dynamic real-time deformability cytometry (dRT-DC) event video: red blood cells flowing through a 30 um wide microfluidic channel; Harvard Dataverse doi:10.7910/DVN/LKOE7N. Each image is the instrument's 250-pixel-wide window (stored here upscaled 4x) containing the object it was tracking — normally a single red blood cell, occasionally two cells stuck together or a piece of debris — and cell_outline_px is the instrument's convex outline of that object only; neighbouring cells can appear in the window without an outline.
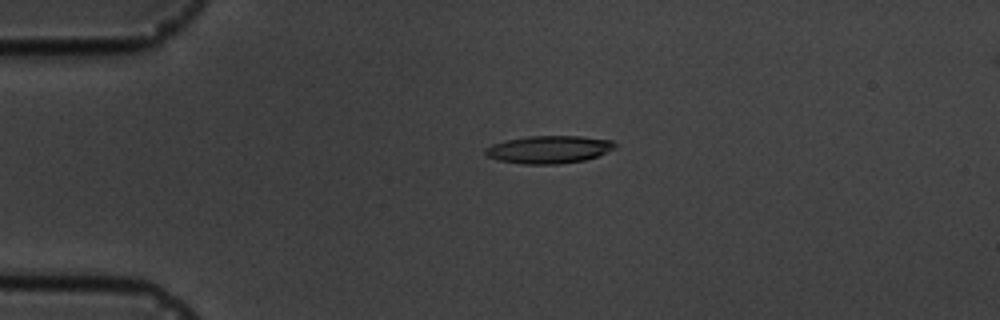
{"species": "common noctule bat (a hibernating species)", "species_latin": "Nyctalus noctula", "temperature_condition": "cold", "stored_images_in_passage": 4, "camera_frame_rate_fps": 3000, "um_per_image_px": 0.085, "animal": {"sex": "male", "body_mass_g": 19.5, "forearm_length_mm": 54.6}, "frame": {"image": 1, "passage_image": 3, "time_ms": 2.333, "image_size_px": [1000, 320], "cell_outline_px": [[616, 144], [612, 148], [596, 156], [584, 160], [560, 164], [524, 164], [500, 160], [488, 156], [484, 152], [484, 148], [492, 144], [504, 140], [528, 136], [580, 136], [612, 140]], "centroid_in_image_um": [46.6, 12.7], "position_along_channel_um": 38.4, "area_um2": 20.69}}